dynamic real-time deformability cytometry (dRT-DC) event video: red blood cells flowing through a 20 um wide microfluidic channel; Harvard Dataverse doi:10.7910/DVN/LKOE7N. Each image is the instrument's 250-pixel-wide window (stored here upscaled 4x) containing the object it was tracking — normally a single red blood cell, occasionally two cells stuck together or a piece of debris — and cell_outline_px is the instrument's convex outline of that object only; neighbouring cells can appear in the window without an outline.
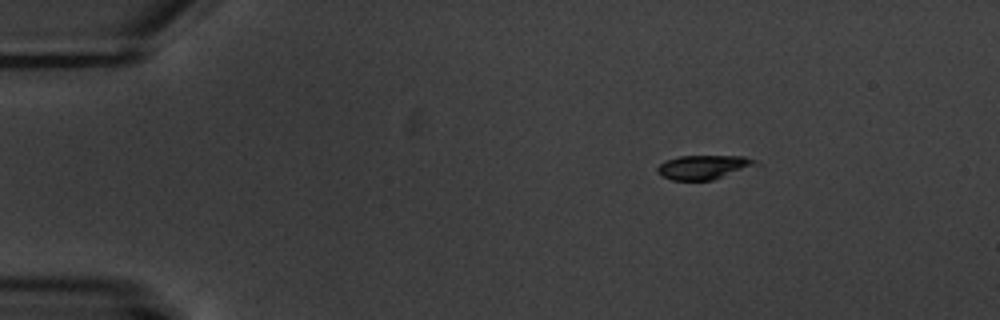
{"species": "common noctule bat (a hibernating species)", "species_latin": "Nyctalus noctula", "temperature_condition": "warm", "stored_images_in_passage": 4, "camera_frame_rate_fps": 3000, "um_per_image_px": 0.085, "animal": {"sex": "male", "body_mass_g": 20.1, "forearm_length_mm": 53.5}, "frame": {"image": 1, "passage_image": 1, "time_ms": 0.0, "image_size_px": [1000, 320], "cell_outline_px": [[760, 164], [712, 180], [672, 180], [656, 172], [656, 168], [664, 160], [680, 156], [744, 156], [756, 160]], "centroid_in_image_um": [59.79, 14.2], "position_along_channel_um": 25.2, "area_um2": 13.76}}